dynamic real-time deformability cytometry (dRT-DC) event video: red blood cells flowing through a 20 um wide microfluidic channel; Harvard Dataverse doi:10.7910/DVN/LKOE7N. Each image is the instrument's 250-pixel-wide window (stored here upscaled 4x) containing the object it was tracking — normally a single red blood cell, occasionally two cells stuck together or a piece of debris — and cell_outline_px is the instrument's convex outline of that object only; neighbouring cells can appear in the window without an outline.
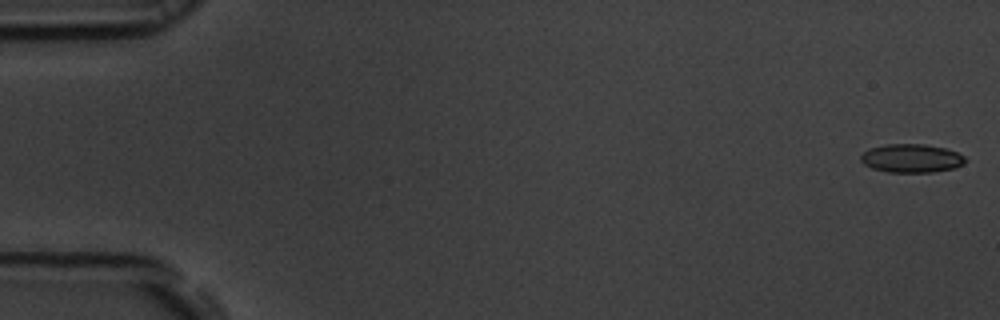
{"species": "common noctule bat (a hibernating species)", "species_latin": "Nyctalus noctula", "temperature_condition": "room temperature", "stored_images_in_passage": 55, "camera_frame_rate_fps": 3000, "um_per_image_px": 0.085, "animal": {"sex": "male", "body_mass_g": 19.5, "forearm_length_mm": 54.6}, "frame": {"image": 1, "passage_image": 1, "time_ms": 0.0, "image_size_px": [1000, 320], "cell_outline_px": [[968, 160], [964, 164], [952, 168], [932, 172], [888, 172], [872, 168], [864, 164], [860, 160], [860, 156], [868, 148], [884, 144], [924, 144], [944, 148], [956, 152], [964, 156]], "centroid_in_image_um": [77.45, 13.45], "position_along_channel_um": 7.5, "area_um2": 17.4}}
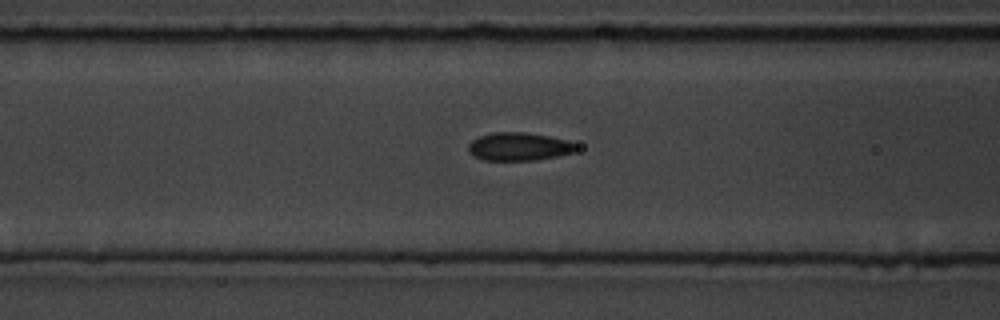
{"frame": {"image": 2, "passage_image": 22, "time_ms": 7.0, "image_size_px": [1000, 320], "cell_outline_px": [[576, 148], [572, 152], [556, 156], [536, 160], [484, 160], [472, 156], [468, 152], [468, 144], [472, 140], [480, 136], [492, 132], [524, 132], [548, 136], [568, 140], [576, 144]], "centroid_in_image_um": [44.05, 12.46], "position_along_channel_um": 122.5, "area_um2": 17.63}}
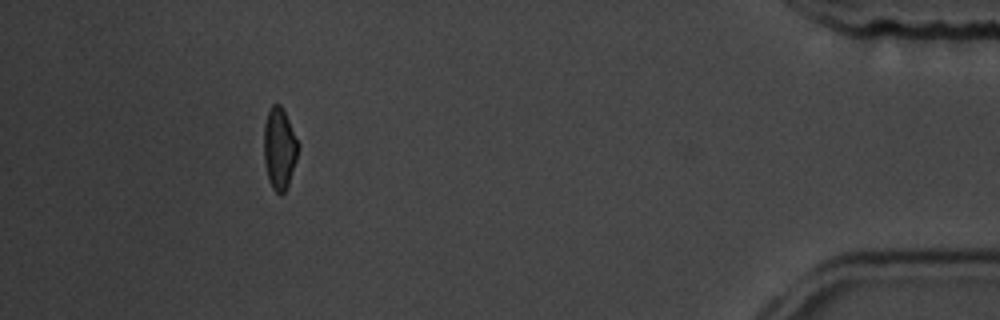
{"frame": {"image": 3, "passage_image": 50, "time_ms": 16.333, "image_size_px": [1000, 320], "cell_outline_px": [[300, 144], [296, 160], [288, 184], [284, 192], [280, 196], [272, 188], [268, 180], [264, 164], [264, 124], [268, 108], [272, 104], [280, 104]], "centroid_in_image_um": [23.73, 12.62], "position_along_channel_um": 411.5, "area_um2": 16.42}, "authors_computed_cell_mechanics": {"area_um2": 17.4556, "velocity_mm_per_s": 3.7382, "shape_relaxation_time_tau1_ms": 2.5588, "shape_relaxation_time_tau2_ms": 1.107, "deformation_change_tau1": 0.107, "deformation_change_tau2": 0.0694}}